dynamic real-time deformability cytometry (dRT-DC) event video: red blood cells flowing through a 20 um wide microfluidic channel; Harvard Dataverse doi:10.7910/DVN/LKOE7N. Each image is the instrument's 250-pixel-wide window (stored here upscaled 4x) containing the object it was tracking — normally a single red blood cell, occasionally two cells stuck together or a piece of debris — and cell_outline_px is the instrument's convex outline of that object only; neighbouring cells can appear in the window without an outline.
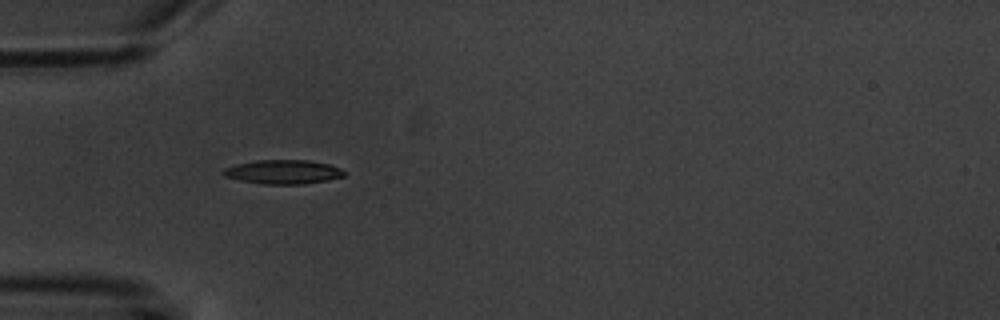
{"species": "common noctule bat (a hibernating species)", "species_latin": "Nyctalus noctula", "temperature_condition": "warm", "stored_images_in_passage": 2, "camera_frame_rate_fps": 3000, "um_per_image_px": 0.085, "animal": {"sex": "male", "body_mass_g": 20.1, "forearm_length_mm": 53.5}, "frame": {"image": 1, "passage_image": 1, "time_ms": 0.0, "image_size_px": [1000, 320], "cell_outline_px": [[344, 176], [328, 180], [300, 184], [264, 184], [240, 180], [224, 176], [220, 172], [224, 168], [236, 164], [256, 160], [308, 160], [328, 164], [340, 168], [344, 172]], "centroid_in_image_um": [24.03, 14.61], "position_along_channel_um": 61.0, "area_um2": 16.88}}